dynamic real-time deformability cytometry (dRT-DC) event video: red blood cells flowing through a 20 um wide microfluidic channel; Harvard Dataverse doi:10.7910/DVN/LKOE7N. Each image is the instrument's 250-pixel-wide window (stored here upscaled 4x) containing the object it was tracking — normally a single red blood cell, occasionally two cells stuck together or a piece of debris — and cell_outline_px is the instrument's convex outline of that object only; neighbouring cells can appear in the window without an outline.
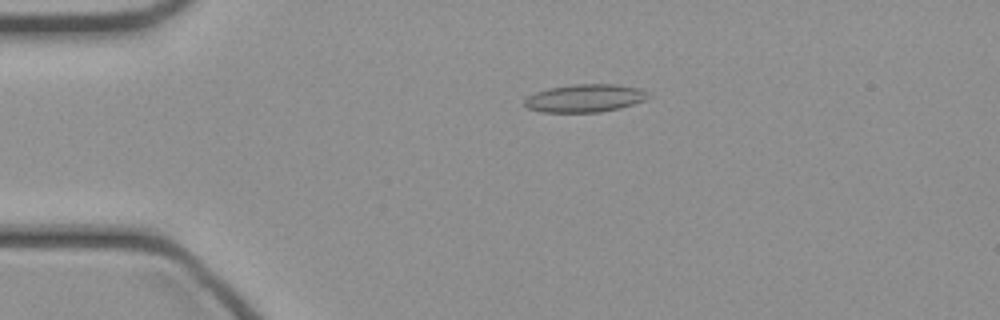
{"species": "common noctule bat (a hibernating species)", "species_latin": "Nyctalus noctula", "temperature_condition": "cold", "stored_images_in_passage": 47, "camera_frame_rate_fps": 3000, "um_per_image_px": 0.085, "animal": {"sex": "female", "body_mass_g": 21.9}, "frame": {"image": 1, "passage_image": 10, "time_ms": 3.0, "image_size_px": [1000, 320], "cell_outline_px": [[652, 96], [644, 100], [620, 108], [600, 112], [540, 112], [528, 108], [524, 104], [524, 100], [528, 96], [536, 92], [548, 88], [572, 84], [616, 84], [640, 88], [648, 92]], "centroid_in_image_um": [49.73, 8.34], "position_along_channel_um": 35.3, "area_um2": 20.23}}
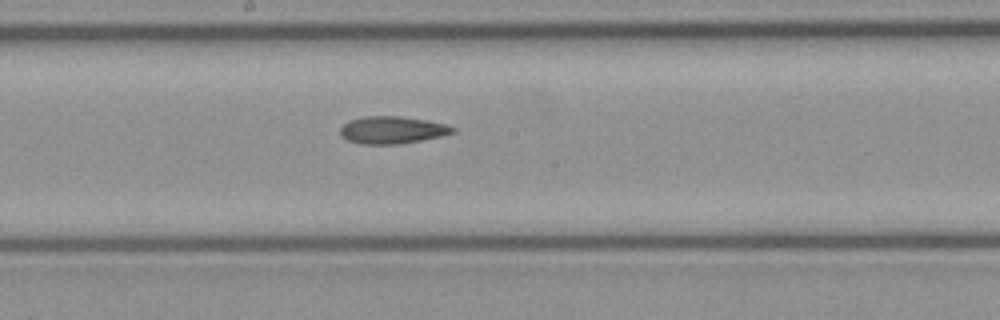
{"frame": {"image": 2, "passage_image": 25, "time_ms": 8.0, "image_size_px": [1000, 320], "cell_outline_px": [[456, 132], [440, 136], [400, 144], [360, 144], [348, 140], [340, 136], [340, 128], [348, 120], [364, 116], [396, 116], [428, 120], [448, 124], [456, 128]], "centroid_in_image_um": [33.33, 11.04], "position_along_channel_um": 214.9, "area_um2": 18.03}}
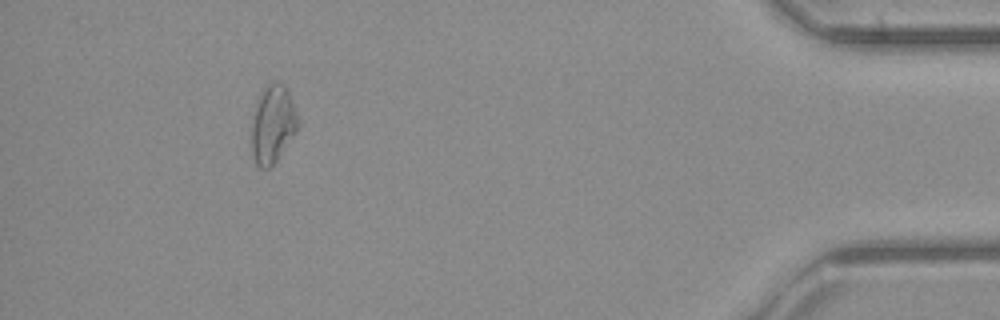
{"frame": {"image": 3, "passage_image": 43, "time_ms": 14.0, "image_size_px": [1000, 320], "cell_outline_px": [[300, 124], [296, 132], [276, 160], [268, 168], [260, 168], [256, 164], [252, 156], [252, 120], [260, 92], [272, 80], [280, 80], [284, 84], [288, 92]], "centroid_in_image_um": [23.18, 10.53], "position_along_channel_um": 412.0, "area_um2": 20.92}}